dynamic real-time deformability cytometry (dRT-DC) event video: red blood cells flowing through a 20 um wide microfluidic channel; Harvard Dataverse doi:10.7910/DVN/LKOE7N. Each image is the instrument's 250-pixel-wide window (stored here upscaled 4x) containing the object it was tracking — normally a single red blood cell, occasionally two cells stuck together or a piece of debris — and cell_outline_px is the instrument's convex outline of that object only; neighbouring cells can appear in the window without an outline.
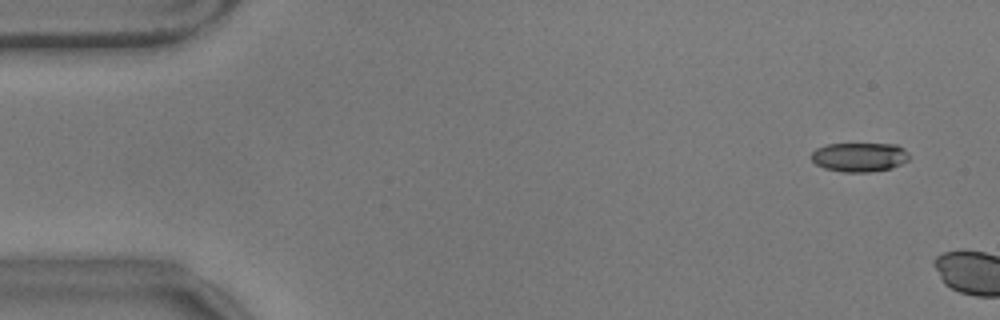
{"species": "common noctule bat (a hibernating species)", "species_latin": "Nyctalus noctula", "temperature_condition": "warm", "stored_images_in_passage": 7, "camera_frame_rate_fps": 3000, "um_per_image_px": 0.085, "animal": {"sex": "male", "body_mass_g": 17.9}, "frame": {"image": 1, "passage_image": 4, "time_ms": 1.0, "image_size_px": [1000, 320], "cell_outline_px": [[908, 160], [892, 168], [872, 172], [844, 172], [824, 168], [816, 164], [808, 156], [816, 148], [828, 144], [896, 144], [904, 148], [908, 152]], "centroid_in_image_um": [73.03, 13.35], "position_along_channel_um": 12.0, "area_um2": 16.76}}